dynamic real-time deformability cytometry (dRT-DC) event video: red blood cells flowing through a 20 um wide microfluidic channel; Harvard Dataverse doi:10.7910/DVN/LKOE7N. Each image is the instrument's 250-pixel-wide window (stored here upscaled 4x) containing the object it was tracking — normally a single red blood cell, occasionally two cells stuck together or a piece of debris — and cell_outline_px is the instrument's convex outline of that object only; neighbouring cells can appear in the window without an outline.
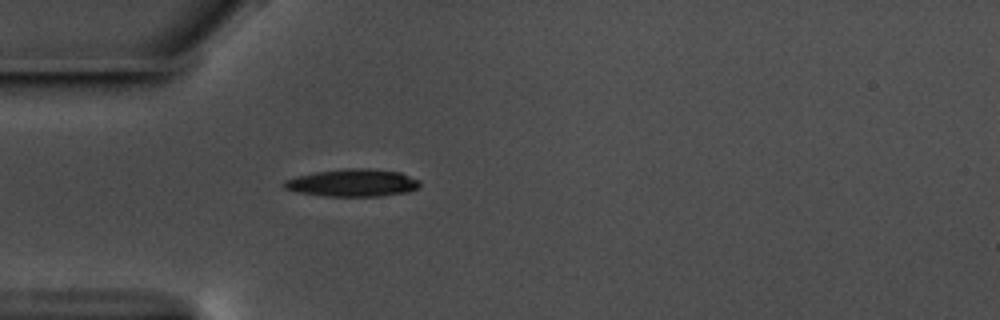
{"species": "common noctule bat (a hibernating species)", "species_latin": "Nyctalus noctula", "temperature_condition": "warm", "stored_images_in_passage": 42, "camera_frame_rate_fps": 3000, "um_per_image_px": 0.085, "animal": {"sex": "male", "body_mass_g": 17.5, "forearm_length_mm": 52.3}, "frame": {"image": 1, "passage_image": 1, "time_ms": 0.0, "image_size_px": [1000, 320], "cell_outline_px": [[420, 184], [416, 188], [408, 192], [380, 196], [324, 196], [296, 192], [284, 188], [280, 184], [284, 180], [316, 172], [348, 168], [364, 168], [400, 172], [420, 180]], "centroid_in_image_um": [29.96, 15.55], "position_along_channel_um": 55.0, "area_um2": 21.68}}
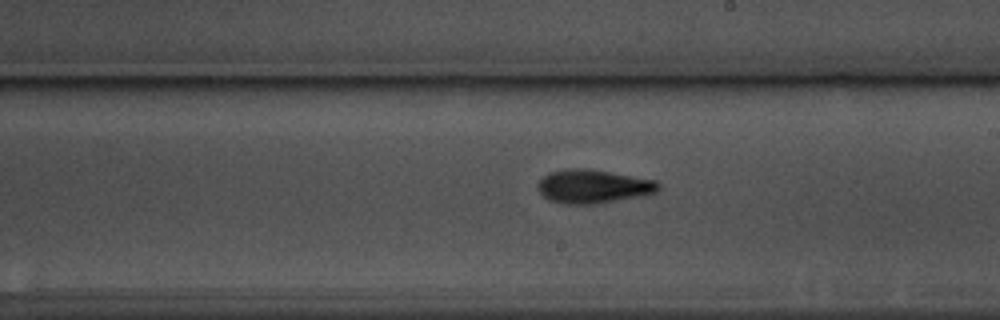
{"frame": {"image": 2, "passage_image": 17, "time_ms": 5.333, "image_size_px": [1000, 320], "cell_outline_px": [[660, 188], [656, 192], [640, 196], [596, 204], [560, 204], [548, 200], [536, 188], [536, 184], [548, 172], [568, 168], [588, 168], [656, 180], [660, 184]], "centroid_in_image_um": [50.38, 15.84], "position_along_channel_um": 238.6, "area_um2": 23.87}}
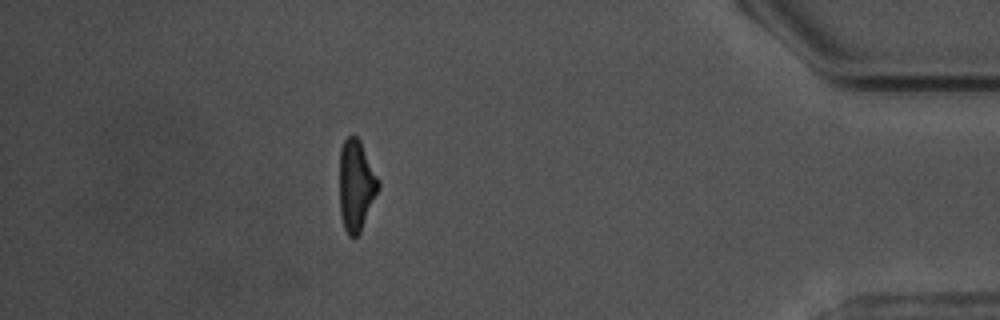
{"frame": {"image": 3, "passage_image": 35, "time_ms": 11.333, "image_size_px": [1000, 320], "cell_outline_px": [[380, 188], [360, 232], [356, 236], [348, 236], [344, 228], [340, 212], [340, 148], [344, 140], [348, 136], [356, 136], [360, 140], [380, 180]], "centroid_in_image_um": [30.28, 15.74], "position_along_channel_um": 404.9, "area_um2": 20.69}, "authors_computed_cell_mechanics": {"area_um2": 21.675, "velocity_mm_per_s": 3.5616, "shape_relaxation_time_tau1_ms": 3.7567, "shape_relaxation_time_tau2_ms": 3.5845, "deformation_change_tau1": 0.1717, "deformation_change_tau2": 0.1242}}